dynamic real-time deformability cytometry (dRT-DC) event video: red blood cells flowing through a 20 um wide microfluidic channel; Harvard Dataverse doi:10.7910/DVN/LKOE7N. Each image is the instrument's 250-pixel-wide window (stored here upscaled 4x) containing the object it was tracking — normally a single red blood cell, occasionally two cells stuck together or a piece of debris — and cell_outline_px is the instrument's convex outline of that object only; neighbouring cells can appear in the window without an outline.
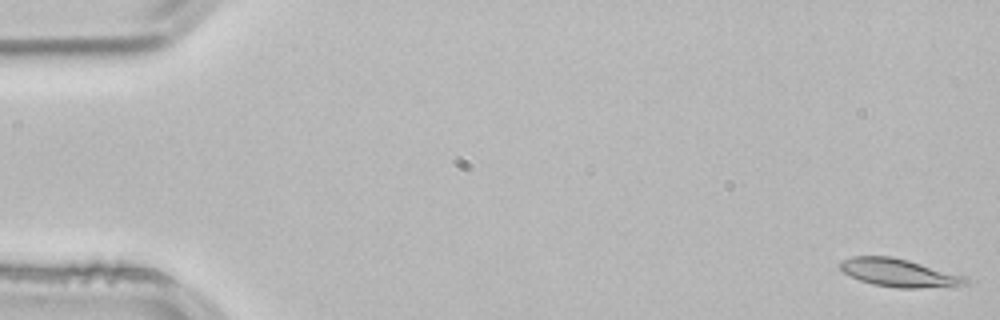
{"species": "common noctule bat (a hibernating species)", "species_latin": "Nyctalus noctula", "temperature_condition": "room temperature", "stored_images_in_passage": 21, "camera_frame_rate_fps": 3000, "um_per_image_px": 0.085, "animal": {"sex": "male", "body_mass_g": 21.5, "forearm_length_mm": 52.0}, "frame": {"image": 1, "passage_image": 1, "time_ms": 0.0, "image_size_px": [1000, 320], "cell_outline_px": [[968, 284], [956, 288], [896, 288], [872, 284], [860, 280], [844, 272], [840, 268], [840, 264], [844, 260], [852, 256], [892, 256], [908, 260], [964, 276], [968, 280]], "centroid_in_image_um": [76.5, 23.22], "position_along_channel_um": 8.5, "area_um2": 20.63}}